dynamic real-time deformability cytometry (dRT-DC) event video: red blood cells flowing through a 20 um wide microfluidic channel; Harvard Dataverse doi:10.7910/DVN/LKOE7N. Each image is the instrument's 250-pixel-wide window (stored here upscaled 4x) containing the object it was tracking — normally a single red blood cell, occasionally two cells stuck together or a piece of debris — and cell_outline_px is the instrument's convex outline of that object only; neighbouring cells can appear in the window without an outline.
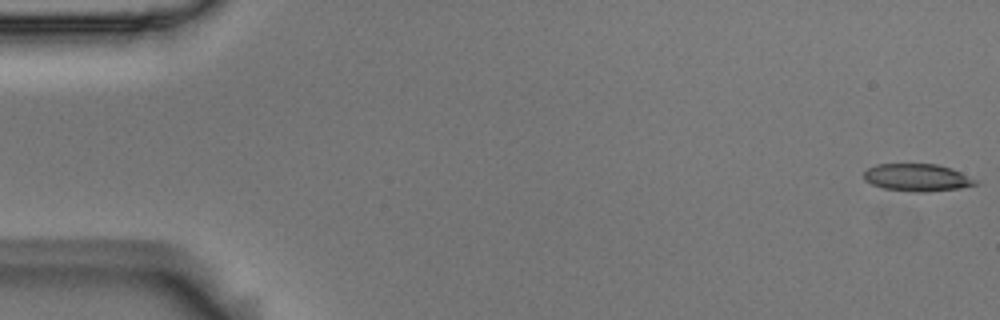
{"species": "Egyptian fruit bat (a non-hibernating species)", "species_latin": "Rousettus aegyptiacus", "temperature_condition": "room temperature", "stored_images_in_passage": 4, "camera_frame_rate_fps": 3000, "um_per_image_px": 0.085, "animal": {"sex": "male"}, "frame": {"image": 1, "passage_image": 1, "time_ms": 0.0, "image_size_px": [1000, 320], "cell_outline_px": [[980, 184], [960, 188], [924, 192], [916, 192], [884, 188], [872, 184], [864, 180], [864, 172], [868, 168], [876, 164], [936, 164], [952, 168], [980, 180]], "centroid_in_image_um": [78.02, 15.09], "position_along_channel_um": 7.0, "area_um2": 17.98}}